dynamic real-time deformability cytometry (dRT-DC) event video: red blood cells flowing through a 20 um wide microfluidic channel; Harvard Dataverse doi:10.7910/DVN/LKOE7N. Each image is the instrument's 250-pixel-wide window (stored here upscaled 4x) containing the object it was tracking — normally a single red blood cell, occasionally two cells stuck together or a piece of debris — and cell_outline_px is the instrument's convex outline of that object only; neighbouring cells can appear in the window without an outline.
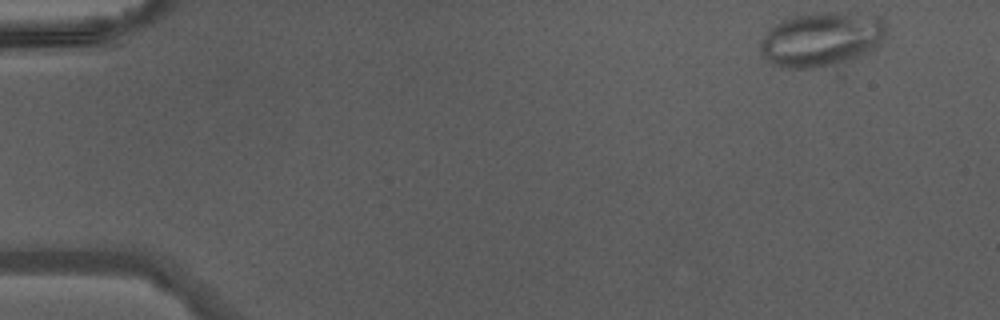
{"species": "Egyptian fruit bat (a non-hibernating species)", "species_latin": "Rousettus aegyptiacus", "temperature_condition": "warm", "stored_images_in_passage": 10, "camera_frame_rate_fps": 3000, "um_per_image_px": 0.085, "animal": {"sex": "male"}, "frame": {"image": 1, "passage_image": 1, "time_ms": 0.0, "image_size_px": [1000, 320], "cell_outline_px": [[884, 32], [880, 44], [876, 48], [860, 56], [848, 60], [832, 64], [812, 68], [788, 68], [772, 64], [764, 60], [760, 48], [760, 40], [768, 28], [792, 16], [816, 12], [836, 12], [876, 16], [884, 20]], "centroid_in_image_um": [69.77, 3.33], "position_along_channel_um": 15.2, "area_um2": 39.71}}